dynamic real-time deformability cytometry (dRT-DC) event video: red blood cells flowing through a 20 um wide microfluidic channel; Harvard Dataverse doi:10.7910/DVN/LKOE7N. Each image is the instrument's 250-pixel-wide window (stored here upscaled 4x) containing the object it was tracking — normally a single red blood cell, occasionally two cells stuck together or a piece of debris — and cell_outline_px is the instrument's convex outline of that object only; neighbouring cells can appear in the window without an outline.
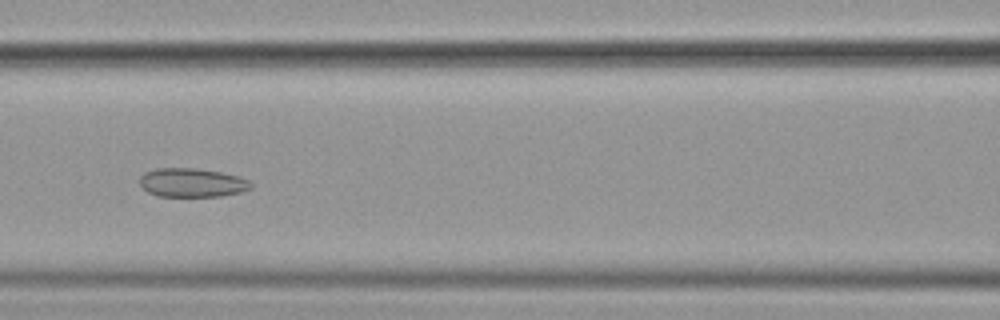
{"species": "common noctule bat (a hibernating species)", "species_latin": "Nyctalus noctula", "temperature_condition": "cold", "stored_images_in_passage": 56, "camera_frame_rate_fps": 3000, "um_per_image_px": 0.085, "animal": {"sex": "female", "body_mass_g": 19.9}, "frame": {"image": 1, "passage_image": 25, "time_ms": 8.0, "image_size_px": [1000, 320], "cell_outline_px": [[252, 188], [240, 192], [220, 196], [156, 196], [148, 192], [140, 184], [140, 176], [144, 172], [156, 168], [196, 168], [220, 172], [236, 176], [248, 180], [252, 184]], "centroid_in_image_um": [16.29, 15.52], "position_along_channel_um": 150.3, "area_um2": 18.61}}
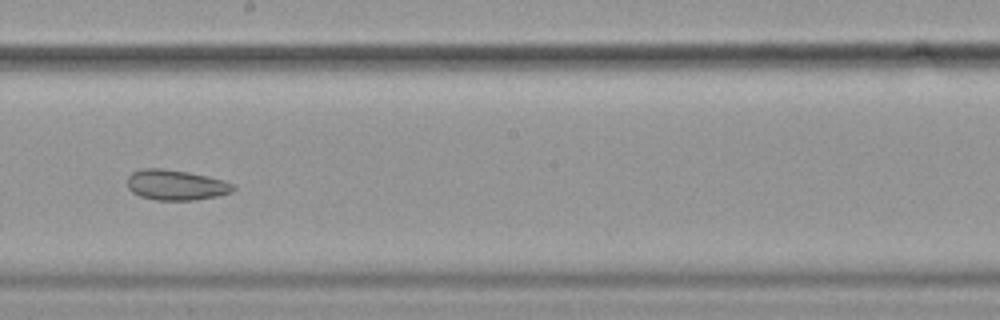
{"frame": {"image": 2, "passage_image": 32, "time_ms": 10.333, "image_size_px": [1000, 320], "cell_outline_px": [[236, 188], [232, 192], [216, 196], [196, 200], [156, 200], [140, 196], [132, 192], [128, 188], [128, 176], [132, 172], [140, 168], [164, 168], [188, 172], [208, 176], [232, 184]], "centroid_in_image_um": [14.92, 15.72], "position_along_channel_um": 233.3, "area_um2": 18.73}}
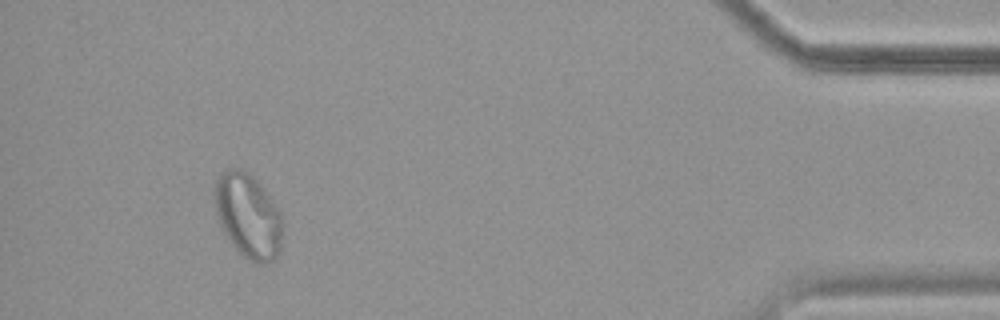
{"frame": {"image": 3, "passage_image": 52, "time_ms": 17.0, "image_size_px": [1000, 320], "cell_outline_px": [[284, 228], [280, 252], [272, 260], [264, 264], [256, 264], [248, 260], [228, 240], [220, 224], [216, 212], [216, 180], [228, 168], [240, 168], [248, 172], [260, 184], [280, 208]], "centroid_in_image_um": [21.15, 18.37], "position_along_channel_um": 414.0, "area_um2": 33.58}, "authors_computed_cell_mechanics": {"area_um2": 24.9118, "velocity_mm_per_s": 3.5793, "shape_relaxation_time_tau1_ms": null, "shape_relaxation_time_tau2_ms": 2.1645, "deformation_change_tau1": null, "deformation_change_tau2": 0.0574}}